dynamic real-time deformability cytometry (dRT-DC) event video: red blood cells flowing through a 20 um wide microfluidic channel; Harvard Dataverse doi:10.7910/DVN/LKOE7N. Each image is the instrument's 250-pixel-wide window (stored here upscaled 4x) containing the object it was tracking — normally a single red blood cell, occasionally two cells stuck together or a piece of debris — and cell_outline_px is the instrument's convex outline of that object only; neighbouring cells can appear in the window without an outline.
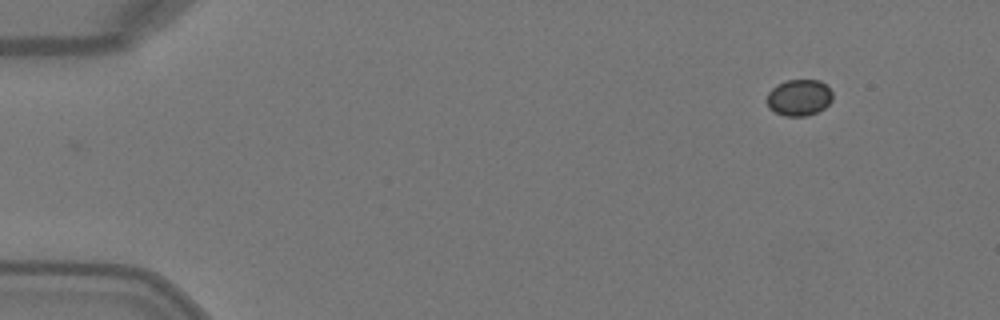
{"species": "Egyptian fruit bat (a non-hibernating species)", "species_latin": "Rousettus aegyptiacus", "temperature_condition": "warm", "stored_images_in_passage": 12, "camera_frame_rate_fps": 3000, "um_per_image_px": 0.085, "animal": {"sex": "female"}, "frame": {"image": 1, "passage_image": 1, "time_ms": 0.0, "image_size_px": [1000, 320], "cell_outline_px": [[832, 100], [824, 108], [808, 116], [784, 116], [768, 108], [764, 100], [768, 92], [772, 88], [788, 80], [820, 80], [832, 92]], "centroid_in_image_um": [67.88, 8.31], "position_along_channel_um": 17.1, "area_um2": 13.99}}
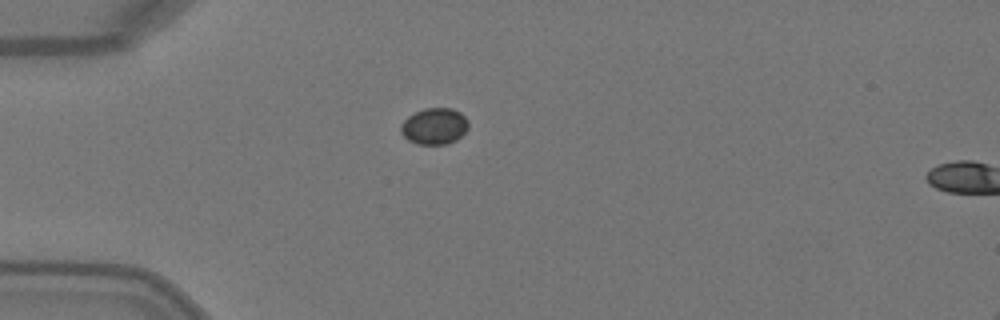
{"frame": {"image": 2, "passage_image": 10, "time_ms": 3.0, "image_size_px": [1000, 320], "cell_outline_px": [[468, 128], [456, 140], [448, 144], [416, 144], [408, 140], [400, 132], [400, 124], [408, 116], [424, 108], [452, 108], [460, 112], [468, 120]], "centroid_in_image_um": [36.91, 10.73], "position_along_channel_um": 48.1, "area_um2": 14.39}}